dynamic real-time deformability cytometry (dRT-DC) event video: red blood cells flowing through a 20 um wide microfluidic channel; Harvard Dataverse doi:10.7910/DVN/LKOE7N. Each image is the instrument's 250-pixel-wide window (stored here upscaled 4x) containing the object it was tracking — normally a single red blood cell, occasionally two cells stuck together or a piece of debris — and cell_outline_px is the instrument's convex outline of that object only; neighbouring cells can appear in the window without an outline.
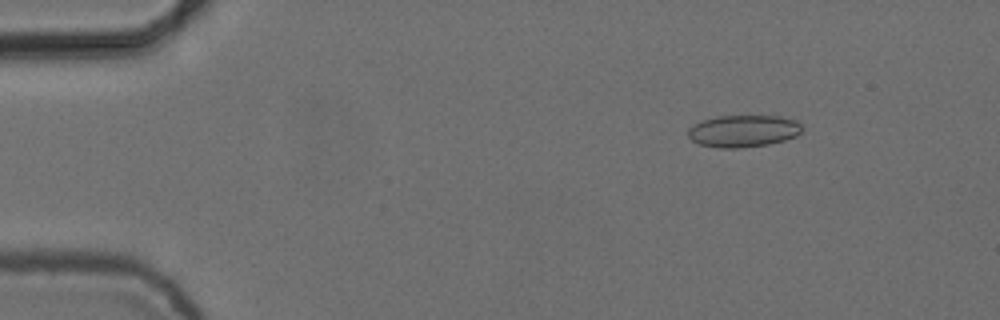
{"species": "common noctule bat (a hibernating species)", "species_latin": "Nyctalus noctula", "temperature_condition": "cold", "stored_images_in_passage": 5, "camera_frame_rate_fps": 3000, "um_per_image_px": 0.085, "animal": {"sex": "female", "body_mass_g": 24.6, "forearm_length_mm": 56.2}, "frame": {"image": 1, "passage_image": 3, "time_ms": 0.667, "image_size_px": [1000, 320], "cell_outline_px": [[800, 132], [796, 136], [784, 140], [768, 144], [740, 148], [720, 148], [700, 144], [692, 140], [688, 136], [688, 128], [704, 120], [716, 116], [780, 116], [796, 120], [800, 124]], "centroid_in_image_um": [63.18, 11.14], "position_along_channel_um": 21.8, "area_um2": 21.1}}